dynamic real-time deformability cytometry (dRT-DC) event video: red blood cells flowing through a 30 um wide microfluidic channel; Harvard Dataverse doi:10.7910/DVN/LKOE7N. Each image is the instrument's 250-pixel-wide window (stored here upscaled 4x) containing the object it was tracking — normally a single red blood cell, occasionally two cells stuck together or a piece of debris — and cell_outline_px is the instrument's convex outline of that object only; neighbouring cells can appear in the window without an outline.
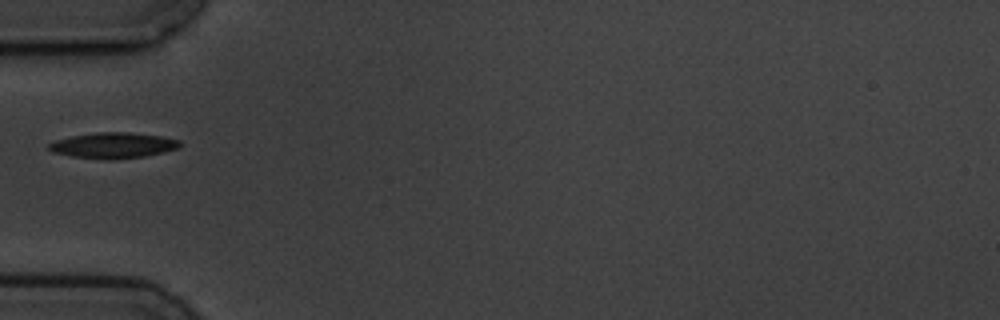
{"species": "common noctule bat (a hibernating species)", "species_latin": "Nyctalus noctula", "temperature_condition": "cold", "stored_images_in_passage": 1, "camera_frame_rate_fps": 3000, "um_per_image_px": 0.085, "animal": {"sex": "male", "body_mass_g": 19.5, "forearm_length_mm": 54.6}, "frame": {"image": 1, "passage_image": 1, "time_ms": 0.0, "image_size_px": [1000, 320], "cell_outline_px": [[184, 144], [180, 148], [164, 152], [144, 156], [112, 160], [108, 160], [72, 156], [52, 152], [48, 148], [48, 144], [56, 140], [72, 136], [96, 132], [128, 132], [160, 136], [180, 140]], "centroid_in_image_um": [9.66, 12.36], "position_along_channel_um": 75.3, "area_um2": 19.71}}